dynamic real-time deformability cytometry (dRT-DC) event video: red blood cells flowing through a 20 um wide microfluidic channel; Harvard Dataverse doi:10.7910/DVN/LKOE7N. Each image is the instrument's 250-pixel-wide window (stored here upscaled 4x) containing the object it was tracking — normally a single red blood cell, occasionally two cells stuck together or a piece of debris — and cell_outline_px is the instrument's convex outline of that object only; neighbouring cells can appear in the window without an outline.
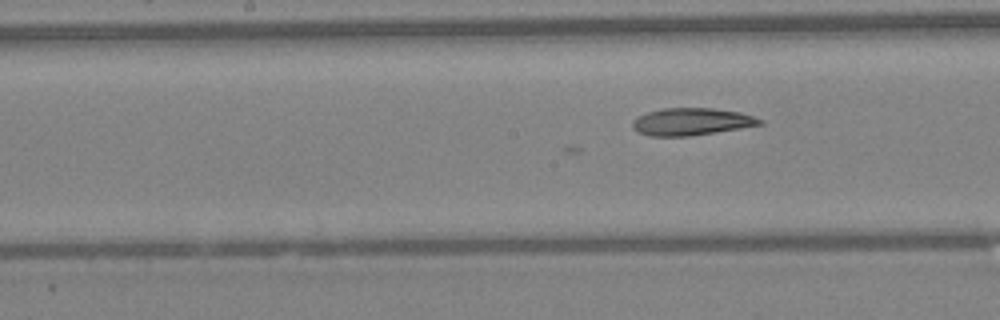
{"species": "Egyptian fruit bat (a non-hibernating species)", "species_latin": "Rousettus aegyptiacus", "temperature_condition": "warm", "stored_images_in_passage": 16, "camera_frame_rate_fps": 3000, "um_per_image_px": 0.085, "animal": {"sex": "female"}, "frame": {"image": 1, "passage_image": 8, "time_ms": 2.333, "image_size_px": [1000, 320], "cell_outline_px": [[764, 124], [716, 132], [688, 136], [652, 136], [640, 132], [632, 128], [632, 120], [648, 112], [664, 108], [712, 108], [740, 112], [764, 120]], "centroid_in_image_um": [58.8, 10.34], "position_along_channel_um": 189.4, "area_um2": 20.06}}
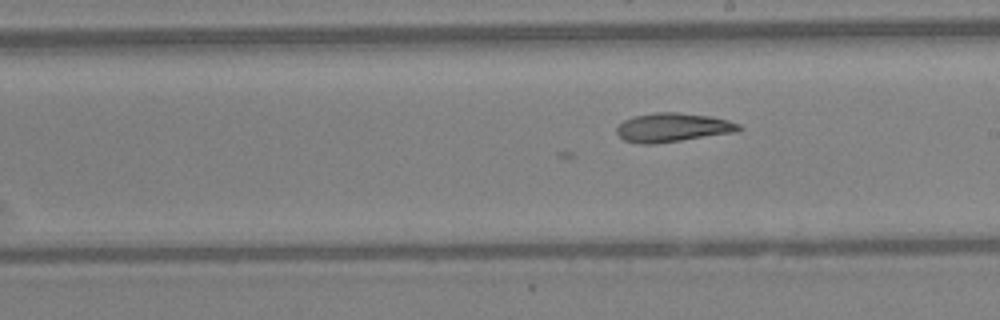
{"frame": {"image": 2, "passage_image": 11, "time_ms": 3.333, "image_size_px": [1000, 320], "cell_outline_px": [[744, 128], [736, 132], [652, 144], [640, 144], [624, 140], [616, 132], [616, 128], [624, 120], [632, 116], [656, 112], [676, 112], [708, 116], [728, 120], [740, 124]], "centroid_in_image_um": [57.17, 10.83], "position_along_channel_um": 231.8, "area_um2": 20.46}}